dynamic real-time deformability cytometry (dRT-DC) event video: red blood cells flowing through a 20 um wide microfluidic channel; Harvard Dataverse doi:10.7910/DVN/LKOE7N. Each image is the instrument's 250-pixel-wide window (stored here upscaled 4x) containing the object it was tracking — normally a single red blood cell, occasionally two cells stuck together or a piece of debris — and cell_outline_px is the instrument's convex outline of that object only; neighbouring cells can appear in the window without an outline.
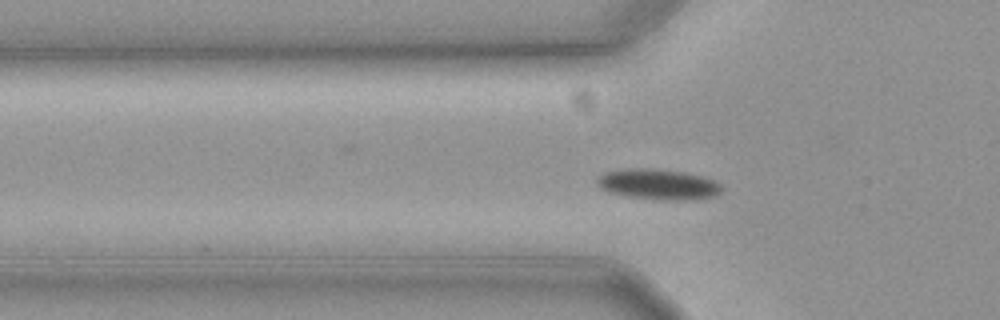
{"species": "common noctule bat (a hibernating species)", "species_latin": "Nyctalus noctula", "temperature_condition": "cold", "stored_images_in_passage": 42, "camera_frame_rate_fps": 3000, "um_per_image_px": 0.085, "animal": {"sex": "female", "body_mass_g": 19.3, "forearm_length_mm": 54.1}, "frame": {"image": 1, "passage_image": 2, "time_ms": 0.333, "image_size_px": [1000, 320], "cell_outline_px": [[724, 188], [716, 196], [696, 200], [660, 200], [628, 196], [608, 192], [600, 188], [596, 184], [596, 180], [604, 172], [628, 168], [652, 168], [688, 172], [704, 176], [720, 184]], "centroid_in_image_um": [55.98, 15.67], "position_along_channel_um": 69.8, "area_um2": 22.6}}
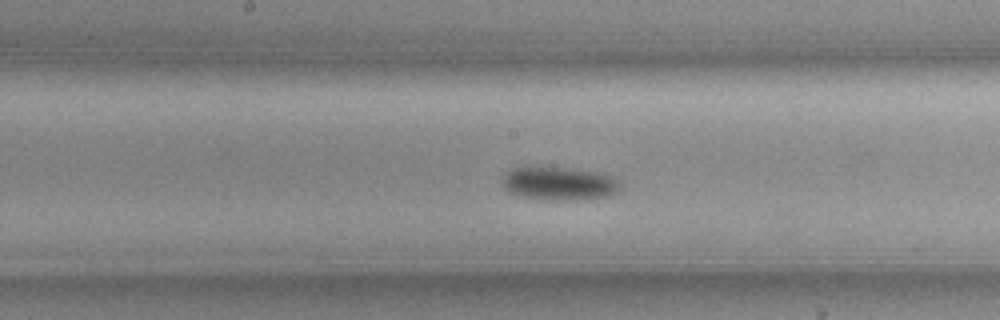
{"frame": {"image": 2, "passage_image": 13, "time_ms": 4.0, "image_size_px": [1000, 320], "cell_outline_px": [[620, 188], [616, 192], [608, 196], [576, 200], [540, 200], [516, 196], [508, 192], [500, 184], [504, 176], [512, 168], [528, 164], [532, 164], [572, 168], [600, 172], [612, 176], [620, 180]], "centroid_in_image_um": [47.46, 15.56], "position_along_channel_um": 200.7, "area_um2": 24.1}}
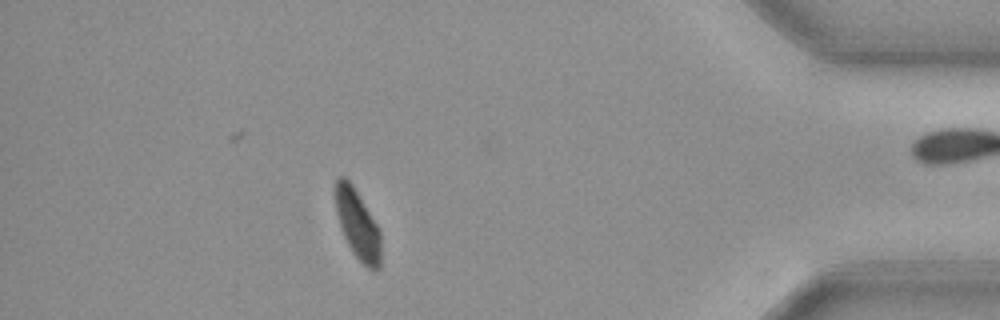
{"frame": {"image": 3, "passage_image": 34, "time_ms": 11.0, "image_size_px": [1000, 320], "cell_outline_px": [[380, 268], [376, 272], [368, 268], [352, 252], [344, 236], [336, 212], [336, 180], [340, 176], [344, 176], [352, 184], [376, 224], [380, 232]], "centroid_in_image_um": [30.41, 19.11], "position_along_channel_um": 404.8, "area_um2": 17.92}}